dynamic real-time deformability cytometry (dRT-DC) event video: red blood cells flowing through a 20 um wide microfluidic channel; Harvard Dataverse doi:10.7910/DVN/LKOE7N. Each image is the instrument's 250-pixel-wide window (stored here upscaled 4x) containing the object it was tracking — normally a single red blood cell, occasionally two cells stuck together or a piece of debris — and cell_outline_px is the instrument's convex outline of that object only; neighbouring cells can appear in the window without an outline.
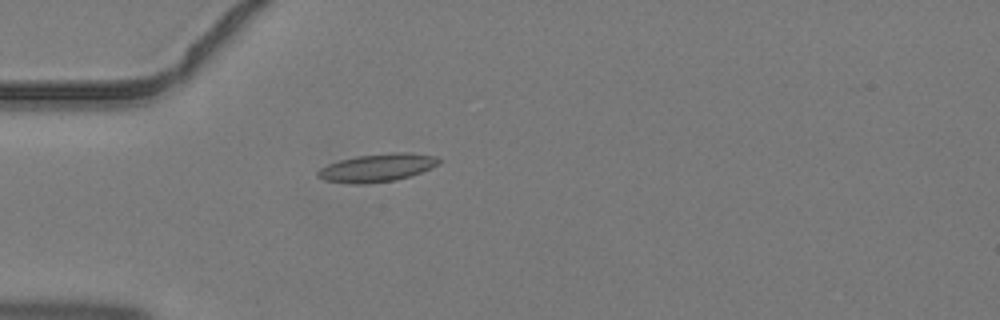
{"species": "common noctule bat (a hibernating species)", "species_latin": "Nyctalus noctula", "temperature_condition": "warm", "stored_images_in_passage": 1, "camera_frame_rate_fps": 3000, "um_per_image_px": 0.085, "animal": {"sex": "male", "body_mass_g": 19.2, "forearm_length_mm": 51.8}, "frame": {"image": 1, "passage_image": 1, "time_ms": 0.0, "image_size_px": [1000, 320], "cell_outline_px": [[440, 164], [420, 172], [396, 180], [364, 184], [352, 184], [324, 180], [316, 176], [316, 172], [320, 168], [328, 164], [340, 160], [356, 156], [392, 152], [404, 152], [436, 156], [440, 160]], "centroid_in_image_um": [32.03, 14.26], "position_along_channel_um": 53.0, "area_um2": 19.71}}